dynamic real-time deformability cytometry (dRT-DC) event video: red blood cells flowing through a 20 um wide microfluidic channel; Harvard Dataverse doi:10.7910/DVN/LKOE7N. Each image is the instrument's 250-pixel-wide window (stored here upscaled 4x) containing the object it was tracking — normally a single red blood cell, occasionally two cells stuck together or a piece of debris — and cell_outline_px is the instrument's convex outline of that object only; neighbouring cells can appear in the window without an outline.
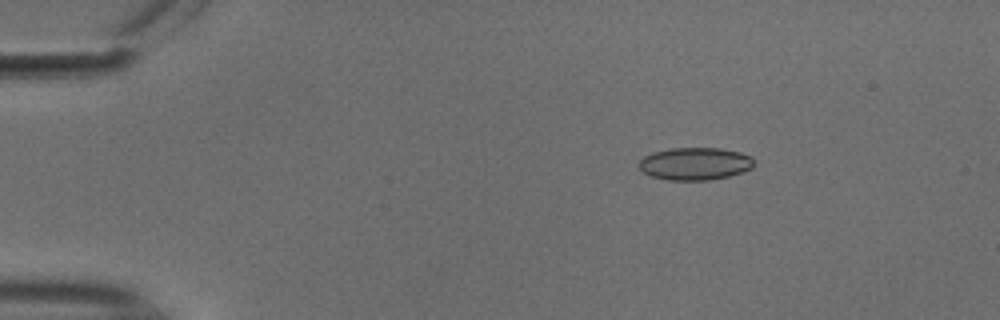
{"species": "common noctule bat (a hibernating species)", "species_latin": "Nyctalus noctula", "temperature_condition": "cold", "stored_images_in_passage": 46, "camera_frame_rate_fps": 3000, "um_per_image_px": 0.085, "animal": {"sex": "male", "body_mass_g": 18.8}, "frame": {"image": 1, "passage_image": 1, "time_ms": 0.0, "image_size_px": [1000, 320], "cell_outline_px": [[756, 164], [752, 168], [744, 172], [728, 176], [708, 180], [668, 180], [652, 176], [644, 172], [640, 168], [640, 160], [644, 156], [652, 152], [668, 148], [720, 148], [740, 152], [752, 156], [756, 160]], "centroid_in_image_um": [59.13, 13.91], "position_along_channel_um": 25.9, "area_um2": 22.02}}
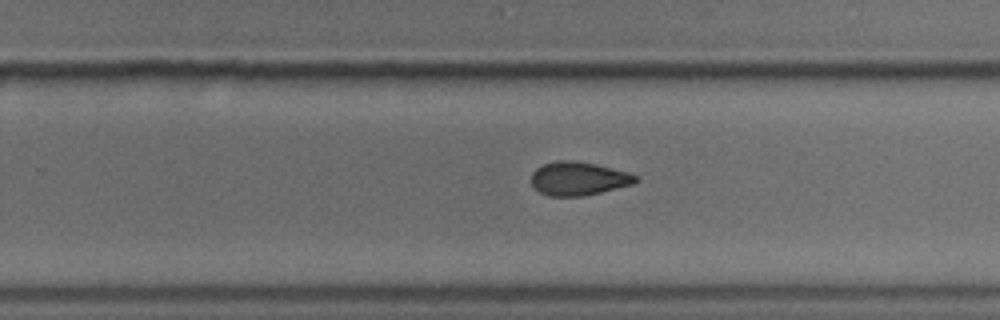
{"frame": {"image": 2, "passage_image": 27, "time_ms": 8.667, "image_size_px": [1000, 320], "cell_outline_px": [[640, 180], [632, 184], [584, 196], [548, 196], [532, 188], [532, 172], [536, 168], [544, 164], [556, 160], [576, 160], [596, 164], [628, 172], [640, 176]], "centroid_in_image_um": [49.17, 15.17], "position_along_channel_um": 280.6, "area_um2": 20.58}}
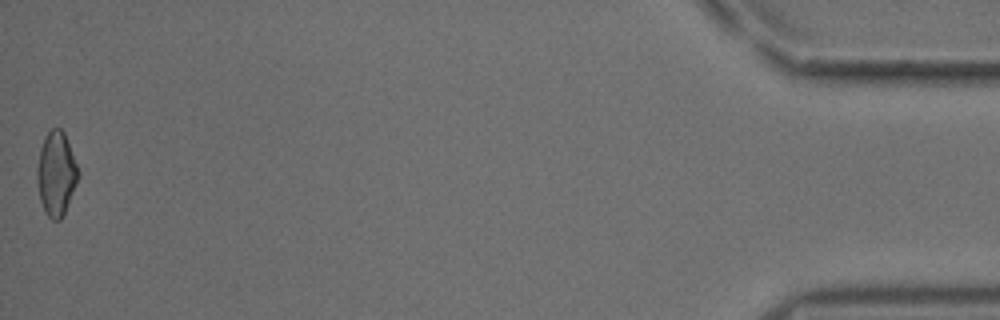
{"frame": {"image": 3, "passage_image": 46, "time_ms": 15.0, "image_size_px": [1000, 320], "cell_outline_px": [[80, 176], [64, 212], [60, 220], [52, 220], [44, 212], [40, 200], [36, 180], [36, 168], [40, 148], [44, 136], [52, 128], [60, 128], [64, 132], [80, 172]], "centroid_in_image_um": [4.76, 14.75], "position_along_channel_um": 430.4, "area_um2": 20.29}, "authors_computed_cell_mechanics": {"area_um2": 20.8369, "velocity_mm_per_s": 3.7659, "shape_relaxation_time_tau1_ms": 8.1232, "shape_relaxation_time_tau2_ms": 4.2428, "deformation_change_tau1": 0.1112, "deformation_change_tau2": 0.1008}}